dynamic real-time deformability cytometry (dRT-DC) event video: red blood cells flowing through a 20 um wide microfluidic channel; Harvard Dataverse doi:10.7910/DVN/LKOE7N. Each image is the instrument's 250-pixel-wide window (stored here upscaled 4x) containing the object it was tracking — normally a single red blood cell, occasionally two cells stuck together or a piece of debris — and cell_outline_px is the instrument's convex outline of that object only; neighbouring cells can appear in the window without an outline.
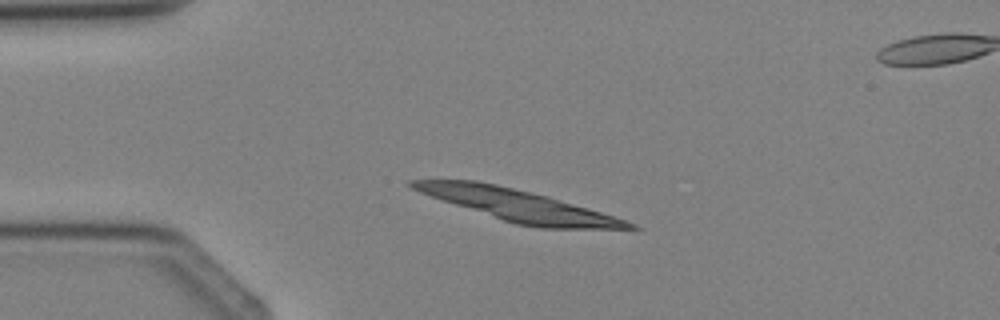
{"species": "Egyptian fruit bat (a non-hibernating species)", "species_latin": "Rousettus aegyptiacus", "temperature_condition": "cold", "stored_images_in_passage": 2, "segment_of_instrument_passage": [1, 2], "camera_frame_rate_fps": 3000, "um_per_image_px": 0.085, "animal": {"sex": "female"}, "frame": {"image": 1, "passage_image": 1, "time_ms": 0.0, "image_size_px": [1000, 320], "cell_outline_px": [[640, 228], [540, 228], [516, 224], [420, 192], [412, 188], [408, 184], [408, 180], [476, 180], [496, 184], [532, 192], [548, 196], [588, 208], [636, 224]], "centroid_in_image_um": [44.02, 17.43], "position_along_channel_um": 41.0, "area_um2": 38.67}}